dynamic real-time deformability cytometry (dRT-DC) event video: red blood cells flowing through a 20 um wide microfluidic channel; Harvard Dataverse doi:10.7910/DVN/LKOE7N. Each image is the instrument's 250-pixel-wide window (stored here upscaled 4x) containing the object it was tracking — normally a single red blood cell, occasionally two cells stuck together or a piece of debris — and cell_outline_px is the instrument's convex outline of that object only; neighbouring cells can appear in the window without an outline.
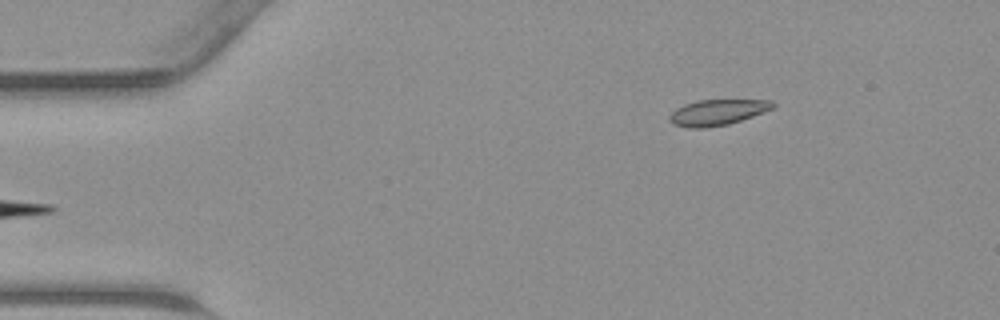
{"species": "common noctule bat (a hibernating species)", "species_latin": "Nyctalus noctula", "temperature_condition": "warm", "stored_images_in_passage": 39, "camera_frame_rate_fps": 3000, "um_per_image_px": 0.085, "animal": {"sex": "male", "body_mass_g": 23.1, "forearm_length_mm": 52.7}, "frame": {"image": 1, "passage_image": 1, "time_ms": 0.0, "image_size_px": [1000, 320], "cell_outline_px": [[776, 108], [728, 124], [704, 128], [688, 128], [672, 124], [668, 120], [668, 116], [676, 108], [684, 104], [696, 100], [772, 100], [776, 104]], "centroid_in_image_um": [60.97, 9.55], "position_along_channel_um": 24.0, "area_um2": 15.66}}
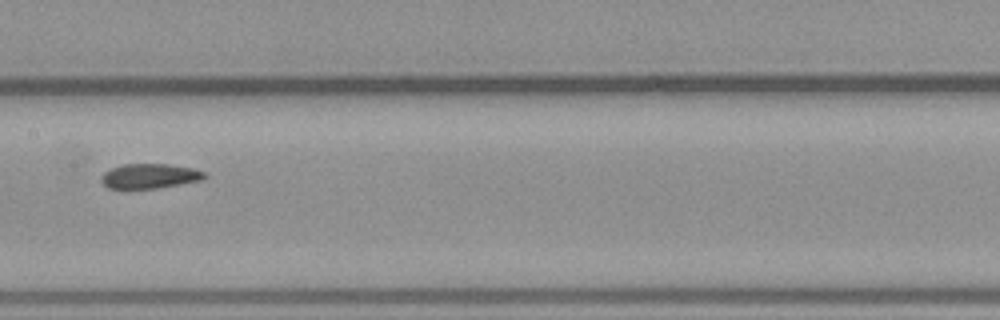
{"frame": {"image": 2, "passage_image": 17, "time_ms": 5.333, "image_size_px": [1000, 320], "cell_outline_px": [[208, 176], [204, 180], [156, 188], [108, 188], [100, 180], [100, 176], [104, 172], [112, 168], [124, 164], [168, 164], [192, 168], [204, 172]], "centroid_in_image_um": [12.74, 14.96], "position_along_channel_um": 194.7, "area_um2": 14.85}}
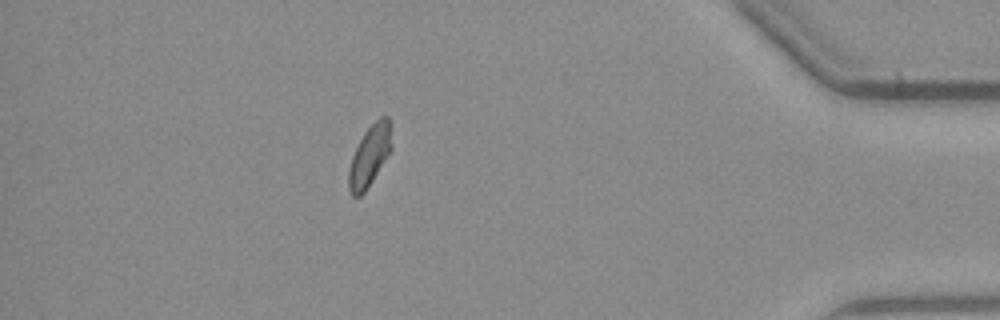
{"frame": {"image": 3, "passage_image": 34, "time_ms": 11.0, "image_size_px": [1000, 320], "cell_outline_px": [[392, 148], [372, 180], [364, 192], [360, 196], [352, 196], [348, 188], [348, 172], [352, 156], [364, 132], [380, 116], [388, 116], [392, 124]], "centroid_in_image_um": [31.44, 13.19], "position_along_channel_um": 403.8, "area_um2": 15.2}}